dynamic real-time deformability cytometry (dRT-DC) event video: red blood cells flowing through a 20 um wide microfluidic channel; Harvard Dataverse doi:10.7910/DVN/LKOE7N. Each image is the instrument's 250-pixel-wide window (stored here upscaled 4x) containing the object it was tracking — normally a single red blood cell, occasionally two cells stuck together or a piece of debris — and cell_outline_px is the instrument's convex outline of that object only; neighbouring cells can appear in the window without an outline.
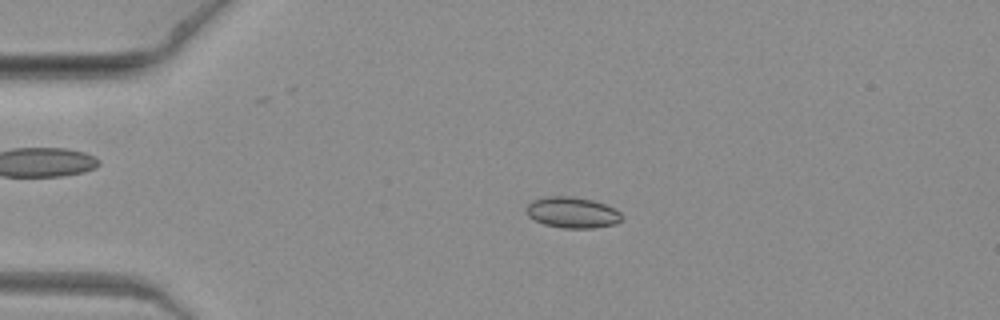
{"species": "common noctule bat (a hibernating species)", "species_latin": "Nyctalus noctula", "temperature_condition": "warm", "stored_images_in_passage": 8, "camera_frame_rate_fps": 3000, "um_per_image_px": 0.085, "animal": {"sex": "female", "body_mass_g": 19.3, "forearm_length_mm": 54.1}, "frame": {"image": 1, "passage_image": 6, "time_ms": 1.667, "image_size_px": [1000, 320], "cell_outline_px": [[624, 216], [616, 224], [592, 228], [564, 228], [544, 224], [528, 216], [524, 208], [532, 200], [544, 196], [572, 196], [592, 200], [604, 204], [620, 212]], "centroid_in_image_um": [48.62, 18.05], "position_along_channel_um": 36.4, "area_um2": 17.28}}